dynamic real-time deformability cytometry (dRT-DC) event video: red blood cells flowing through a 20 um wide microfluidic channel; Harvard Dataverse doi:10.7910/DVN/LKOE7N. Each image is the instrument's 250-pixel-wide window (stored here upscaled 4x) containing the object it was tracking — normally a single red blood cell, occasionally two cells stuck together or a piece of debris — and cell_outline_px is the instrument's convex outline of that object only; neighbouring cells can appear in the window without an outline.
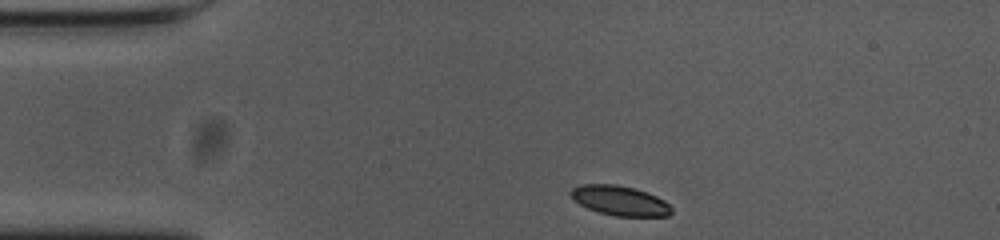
{"species": "common noctule bat (a hibernating species)", "species_latin": "Nyctalus noctula", "temperature_condition": "cold", "stored_images_in_passage": 37, "camera_frame_rate_fps": 3000, "um_per_image_px": 0.085, "animal": {"sex": "female", "body_mass_g": 23.0, "forearm_length_mm": 53.4}, "frame": {"image": 1, "passage_image": 1, "time_ms": 0.0, "image_size_px": [1000, 240], "cell_outline_px": [[672, 212], [668, 216], [616, 216], [600, 212], [588, 208], [580, 204], [568, 192], [572, 188], [580, 184], [616, 184], [636, 188], [656, 196], [664, 200], [672, 208]], "centroid_in_image_um": [52.7, 17.04], "position_along_channel_um": 32.3, "area_um2": 17.4}}
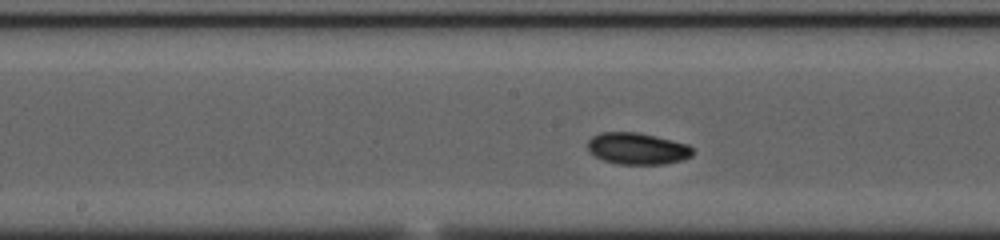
{"frame": {"image": 2, "passage_image": 18, "time_ms": 5.667, "image_size_px": [1000, 240], "cell_outline_px": [[692, 156], [684, 160], [664, 164], [620, 164], [604, 160], [588, 152], [588, 140], [592, 136], [600, 132], [636, 132], [656, 136], [688, 144], [692, 148]], "centroid_in_image_um": [54.17, 12.63], "position_along_channel_um": 194.0, "area_um2": 19.42}}
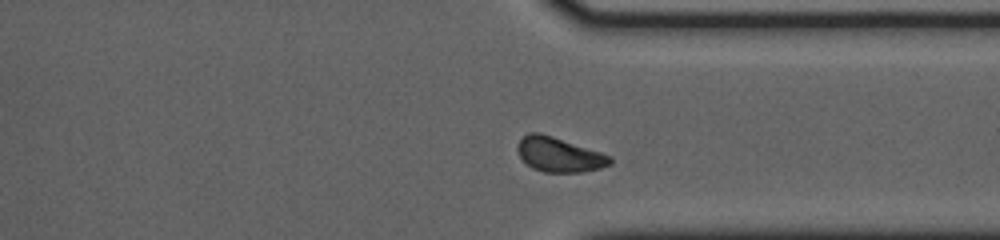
{"frame": {"image": 3, "passage_image": 32, "time_ms": 10.333, "image_size_px": [1000, 240], "cell_outline_px": [[612, 164], [600, 168], [580, 172], [544, 172], [532, 168], [520, 156], [516, 148], [520, 140], [528, 132], [540, 132], [612, 156]], "centroid_in_image_um": [47.53, 13.14], "position_along_channel_um": 363.9, "area_um2": 18.5}, "authors_computed_cell_mechanics": {"area_um2": 18.5538, "velocity_mm_per_s": 3.6554, "shape_relaxation_time_tau1_ms": 1.6688, "shape_relaxation_time_tau2_ms": null, "deformation_change_tau1": 0.0893, "deformation_change_tau2": null}}